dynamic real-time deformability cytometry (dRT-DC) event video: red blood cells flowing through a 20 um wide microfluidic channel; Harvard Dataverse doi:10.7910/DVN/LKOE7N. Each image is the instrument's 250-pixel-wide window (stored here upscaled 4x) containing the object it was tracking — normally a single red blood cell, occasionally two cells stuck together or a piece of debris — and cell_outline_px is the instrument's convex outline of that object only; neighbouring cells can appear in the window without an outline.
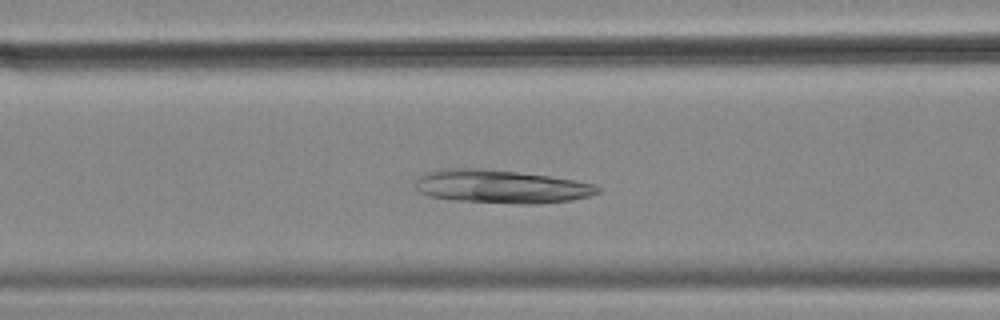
{"species": "common noctule bat (a hibernating species)", "species_latin": "Nyctalus noctula", "temperature_condition": "cold", "stored_images_in_passage": 53, "camera_frame_rate_fps": 3000, "um_per_image_px": 0.085, "animal": {"sex": "female", "body_mass_g": 18.4}, "frame": {"image": 1, "passage_image": 19, "time_ms": 6.0, "image_size_px": [1000, 320], "cell_outline_px": [[604, 188], [600, 192], [588, 196], [572, 200], [540, 204], [520, 204], [452, 200], [428, 196], [420, 192], [416, 188], [416, 180], [420, 176], [428, 172], [440, 168], [476, 168], [516, 172], [548, 176], [576, 180], [596, 184]], "centroid_in_image_um": [42.63, 15.86], "position_along_channel_um": 124.0, "area_um2": 35.6}}
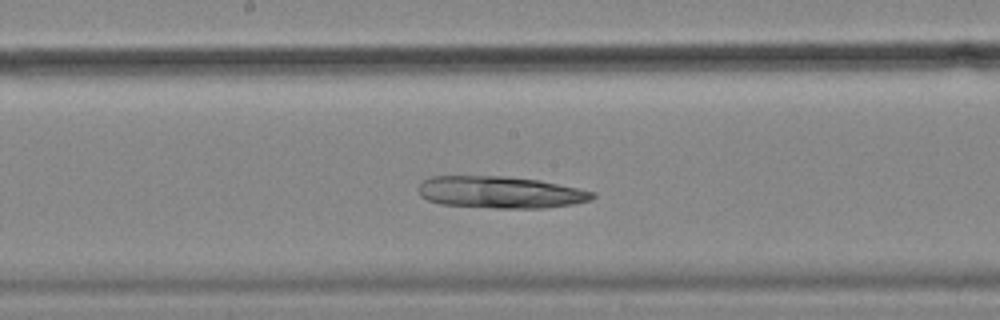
{"frame": {"image": 2, "passage_image": 26, "time_ms": 8.333, "image_size_px": [1000, 320], "cell_outline_px": [[596, 196], [588, 200], [572, 204], [544, 208], [496, 208], [440, 204], [428, 200], [420, 196], [416, 188], [424, 180], [432, 176], [504, 176], [540, 180], [596, 192]], "centroid_in_image_um": [42.5, 16.34], "position_along_channel_um": 205.7, "area_um2": 32.43}}
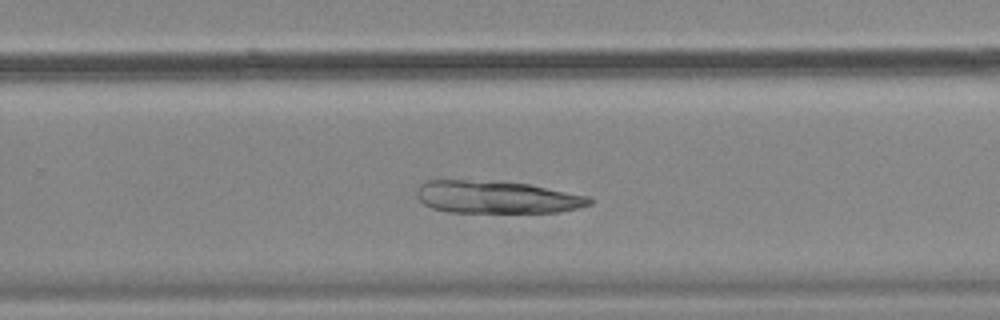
{"frame": {"image": 3, "passage_image": 33, "time_ms": 10.667, "image_size_px": [1000, 320], "cell_outline_px": [[592, 204], [580, 208], [556, 212], [448, 212], [432, 208], [424, 204], [416, 196], [416, 192], [420, 184], [428, 180], [464, 180], [528, 184], [588, 196], [592, 200]], "centroid_in_image_um": [42.2, 16.77], "position_along_channel_um": 287.6, "area_um2": 32.43}}